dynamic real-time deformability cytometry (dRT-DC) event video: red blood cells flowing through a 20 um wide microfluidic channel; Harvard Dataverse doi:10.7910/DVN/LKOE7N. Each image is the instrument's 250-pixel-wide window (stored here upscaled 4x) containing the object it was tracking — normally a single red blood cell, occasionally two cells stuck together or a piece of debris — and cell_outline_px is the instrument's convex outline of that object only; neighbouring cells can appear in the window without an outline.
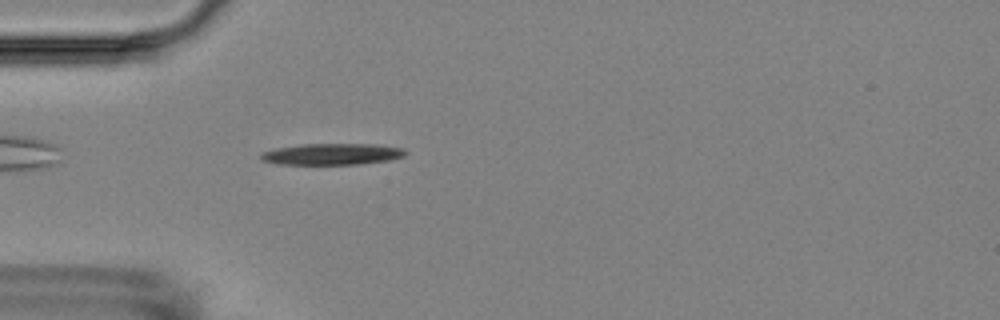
{"species": "Egyptian fruit bat (a non-hibernating species)", "species_latin": "Rousettus aegyptiacus", "temperature_condition": "room temperature", "stored_images_in_passage": 1, "camera_frame_rate_fps": 3000, "um_per_image_px": 0.085, "animal": {"sex": "female"}, "frame": {"image": 1, "passage_image": 1, "time_ms": 0.0, "image_size_px": [1000, 320], "cell_outline_px": [[408, 152], [404, 156], [388, 160], [360, 164], [276, 164], [260, 160], [260, 152], [276, 148], [304, 144], [376, 144], [404, 148]], "centroid_in_image_um": [28.21, 13.1], "position_along_channel_um": 56.8, "area_um2": 18.09}}